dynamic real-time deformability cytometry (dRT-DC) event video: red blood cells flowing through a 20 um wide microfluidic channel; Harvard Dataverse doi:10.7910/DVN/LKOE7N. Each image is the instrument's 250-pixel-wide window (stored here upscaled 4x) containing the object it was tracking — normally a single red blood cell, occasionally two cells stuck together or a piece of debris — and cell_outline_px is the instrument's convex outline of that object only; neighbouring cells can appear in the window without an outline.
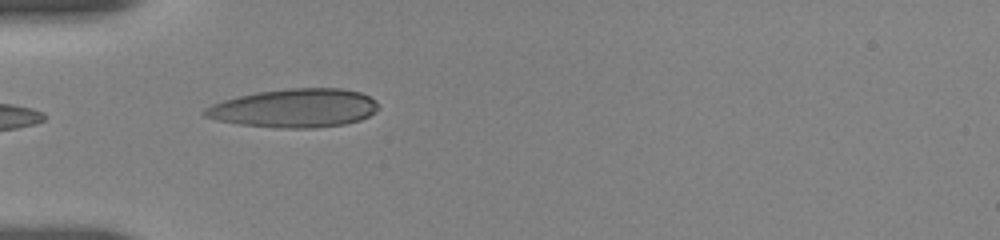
{"species": "human", "species_latin": "Homo sapiens", "temperature_condition": "room temperature", "stored_images_in_passage": 17, "camera_frame_rate_fps": 3000, "um_per_image_px": 0.085, "donor": {"sex": "female"}, "frame": {"image": 1, "passage_image": 14, "time_ms": 5.0, "image_size_px": [1000, 240], "cell_outline_px": [[376, 112], [360, 120], [344, 124], [312, 128], [276, 128], [240, 124], [216, 120], [204, 116], [200, 112], [204, 108], [212, 104], [224, 100], [256, 92], [288, 88], [340, 88], [360, 92], [376, 100]], "centroid_in_image_um": [25.0, 9.19], "position_along_channel_um": 60.0, "area_um2": 39.07}}
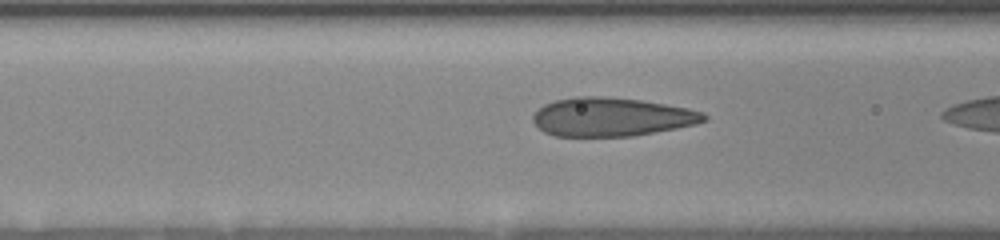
{"frame": {"image": 2, "passage_image": 16, "time_ms": 5.667, "image_size_px": [1000, 240], "cell_outline_px": [[708, 120], [696, 124], [676, 128], [632, 136], [556, 136], [544, 132], [532, 120], [532, 116], [544, 104], [556, 100], [576, 96], [608, 96], [640, 100], [688, 108], [704, 112], [708, 116]], "centroid_in_image_um": [52.0, 9.93], "position_along_channel_um": 114.6, "area_um2": 38.49}}